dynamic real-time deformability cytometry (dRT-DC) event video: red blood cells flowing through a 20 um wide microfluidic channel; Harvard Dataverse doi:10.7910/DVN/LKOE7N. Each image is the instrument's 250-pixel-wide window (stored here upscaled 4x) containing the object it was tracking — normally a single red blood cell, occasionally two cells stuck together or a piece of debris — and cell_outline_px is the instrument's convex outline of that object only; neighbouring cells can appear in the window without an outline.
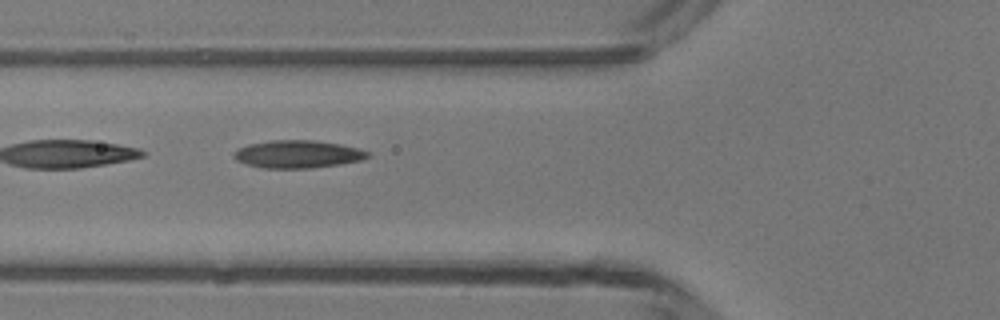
{"species": "common noctule bat (a hibernating species)", "species_latin": "Nyctalus noctula", "temperature_condition": "room temperature", "stored_images_in_passage": 4, "camera_frame_rate_fps": 3000, "um_per_image_px": 0.085, "animal": {"sex": "male", "body_mass_g": 13.3}, "frame": {"image": 1, "passage_image": 3, "time_ms": 2.333, "image_size_px": [1000, 320], "cell_outline_px": [[372, 156], [360, 160], [340, 164], [312, 168], [264, 168], [248, 164], [236, 160], [232, 156], [240, 148], [248, 144], [272, 140], [312, 140], [340, 144], [360, 148], [368, 152]], "centroid_in_image_um": [25.34, 13.1], "position_along_channel_um": 100.5, "area_um2": 21.5}}
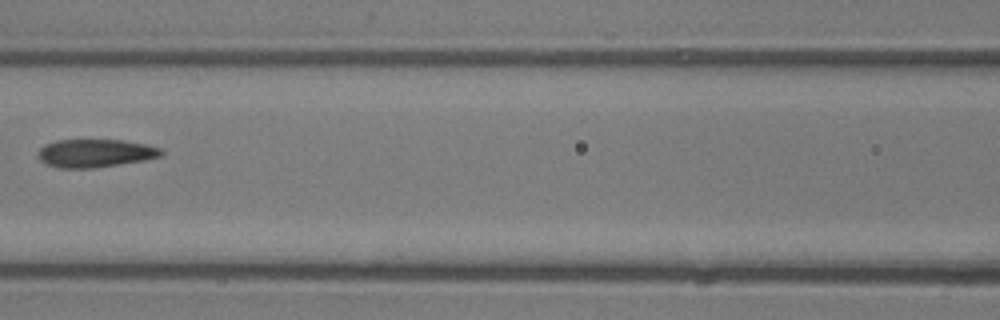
{"frame": {"image": 2, "passage_image": 4, "time_ms": 3.667, "image_size_px": [1000, 320], "cell_outline_px": [[164, 152], [160, 156], [144, 160], [92, 168], [60, 168], [44, 164], [40, 160], [40, 148], [44, 144], [56, 140], [124, 140], [144, 144], [160, 148]], "centroid_in_image_um": [8.07, 13.02], "position_along_channel_um": 158.5, "area_um2": 20.0}}